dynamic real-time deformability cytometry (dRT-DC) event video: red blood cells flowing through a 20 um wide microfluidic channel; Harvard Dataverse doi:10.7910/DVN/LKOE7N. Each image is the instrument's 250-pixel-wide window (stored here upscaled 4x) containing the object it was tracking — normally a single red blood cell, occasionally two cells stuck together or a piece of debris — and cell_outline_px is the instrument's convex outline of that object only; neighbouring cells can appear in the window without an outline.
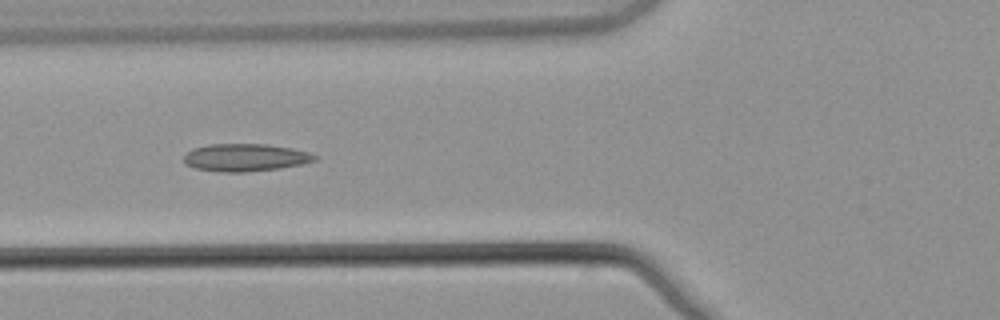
{"species": "common noctule bat (a hibernating species)", "species_latin": "Nyctalus noctula", "temperature_condition": "warm", "stored_images_in_passage": 6, "camera_frame_rate_fps": 3000, "um_per_image_px": 0.085, "animal": {"sex": "male", "body_mass_g": 21.5, "forearm_length_mm": 52.0}, "frame": {"image": 1, "passage_image": 5, "time_ms": 1.333, "image_size_px": [1000, 320], "cell_outline_px": [[320, 156], [316, 160], [300, 164], [280, 168], [244, 172], [220, 172], [196, 168], [188, 164], [184, 160], [184, 156], [192, 148], [208, 144], [268, 144], [292, 148], [308, 152]], "centroid_in_image_um": [20.88, 13.38], "position_along_channel_um": 104.9, "area_um2": 20.98}}
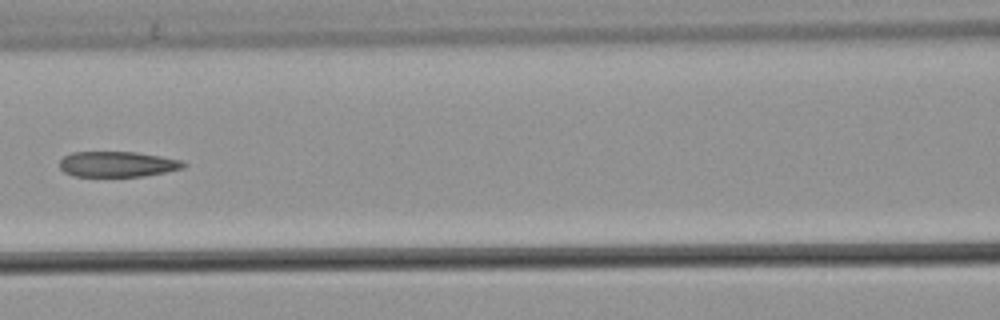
{"frame": {"image": 2, "passage_image": 6, "time_ms": 1.667, "image_size_px": [1000, 320], "cell_outline_px": [[188, 164], [184, 168], [144, 176], [72, 176], [64, 172], [60, 168], [60, 160], [64, 156], [72, 152], [136, 152], [184, 160]], "centroid_in_image_um": [10.01, 13.95], "position_along_channel_um": 156.6, "area_um2": 18.5}}